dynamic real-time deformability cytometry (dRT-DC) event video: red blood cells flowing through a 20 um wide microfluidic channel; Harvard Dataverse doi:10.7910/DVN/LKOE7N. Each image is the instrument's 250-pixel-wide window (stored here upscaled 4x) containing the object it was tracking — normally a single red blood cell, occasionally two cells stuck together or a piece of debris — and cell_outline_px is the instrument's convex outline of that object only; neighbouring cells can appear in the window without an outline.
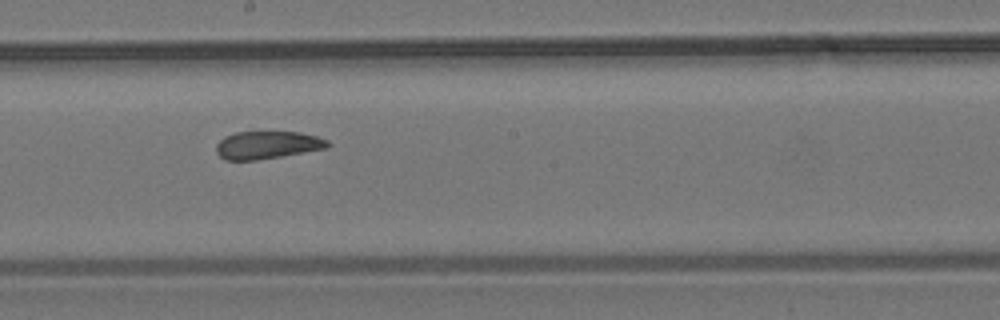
{"species": "common noctule bat (a hibernating species)", "species_latin": "Nyctalus noctula", "temperature_condition": "room temperature", "stored_images_in_passage": 14, "camera_frame_rate_fps": 3000, "um_per_image_px": 0.085, "animal": {"sex": "male", "body_mass_g": 19.2, "forearm_length_mm": 51.8}, "frame": {"image": 1, "passage_image": 8, "time_ms": 9.333, "image_size_px": [1000, 320], "cell_outline_px": [[332, 144], [328, 148], [256, 160], [224, 160], [216, 152], [216, 144], [224, 136], [236, 132], [300, 132], [316, 136], [328, 140]], "centroid_in_image_um": [22.72, 12.32], "position_along_channel_um": 225.5, "area_um2": 18.03}}
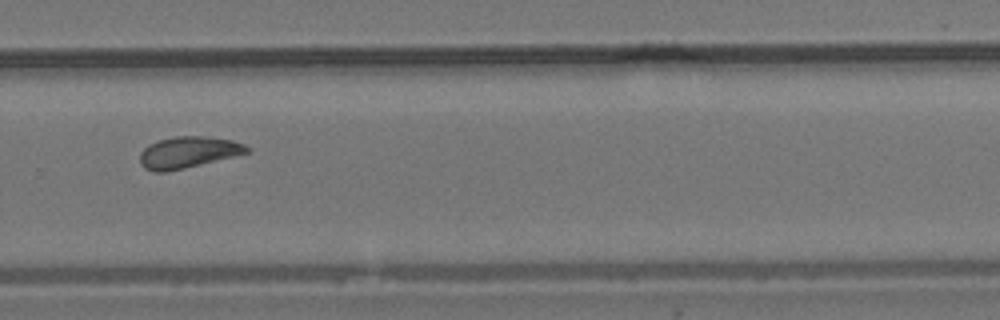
{"frame": {"image": 2, "passage_image": 10, "time_ms": 11.667, "image_size_px": [1000, 320], "cell_outline_px": [[248, 152], [168, 172], [152, 172], [144, 168], [140, 164], [140, 152], [148, 144], [160, 140], [176, 136], [204, 136], [232, 140], [244, 144], [248, 148]], "centroid_in_image_um": [15.92, 12.95], "position_along_channel_um": 313.9, "area_um2": 19.36}}
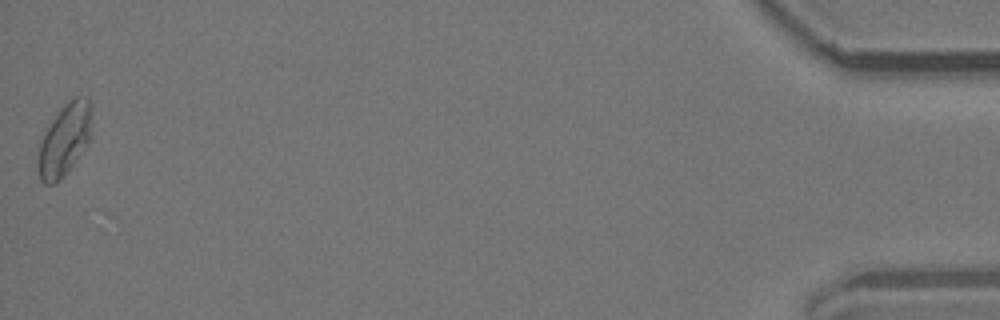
{"frame": {"image": 3, "passage_image": 14, "time_ms": 17.333, "image_size_px": [1000, 320], "cell_outline_px": [[92, 132], [88, 144], [64, 176], [60, 180], [52, 184], [44, 184], [40, 180], [40, 144], [44, 132], [60, 108], [72, 96], [88, 96], [92, 108]], "centroid_in_image_um": [5.56, 11.8], "position_along_channel_um": 429.6, "area_um2": 22.54}}